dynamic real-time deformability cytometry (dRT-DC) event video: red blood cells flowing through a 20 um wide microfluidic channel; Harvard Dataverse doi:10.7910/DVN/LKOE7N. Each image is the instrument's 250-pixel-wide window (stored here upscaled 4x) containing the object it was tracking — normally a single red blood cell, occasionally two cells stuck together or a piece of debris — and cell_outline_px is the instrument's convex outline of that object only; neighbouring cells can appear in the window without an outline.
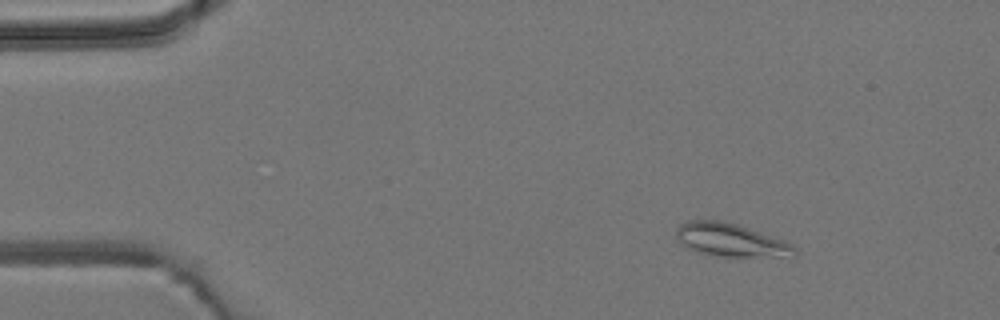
{"species": "common noctule bat (a hibernating species)", "species_latin": "Nyctalus noctula", "temperature_condition": "room temperature", "stored_images_in_passage": 4, "camera_frame_rate_fps": 3000, "um_per_image_px": 0.085, "animal": {"sex": "male", "body_mass_g": 19.2, "forearm_length_mm": 51.8}, "frame": {"image": 1, "passage_image": 1, "time_ms": 0.0, "image_size_px": [1000, 320], "cell_outline_px": [[800, 252], [796, 256], [724, 256], [704, 252], [692, 248], [684, 244], [676, 236], [676, 228], [680, 224], [688, 220], [720, 220], [736, 224], [784, 240], [792, 244]], "centroid_in_image_um": [62.18, 20.38], "position_along_channel_um": 22.8, "area_um2": 22.31}}